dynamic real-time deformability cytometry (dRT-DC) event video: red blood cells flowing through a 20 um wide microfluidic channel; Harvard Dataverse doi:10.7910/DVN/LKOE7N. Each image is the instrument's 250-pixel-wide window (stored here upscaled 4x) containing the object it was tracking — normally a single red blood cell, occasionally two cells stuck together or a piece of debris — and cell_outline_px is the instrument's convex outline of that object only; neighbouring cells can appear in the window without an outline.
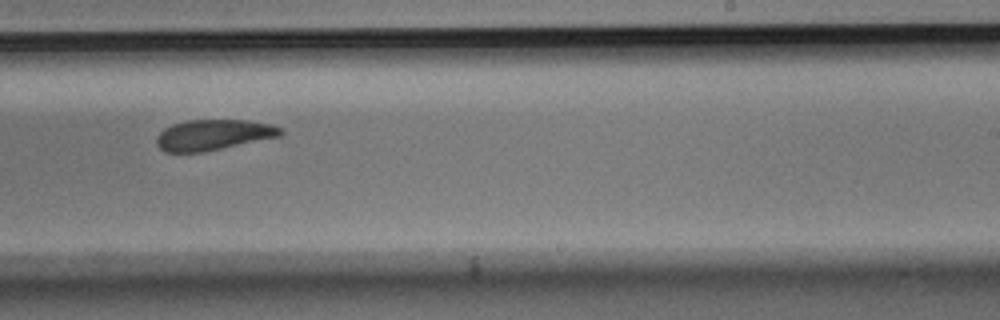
{"species": "Egyptian fruit bat (a non-hibernating species)", "species_latin": "Rousettus aegyptiacus", "temperature_condition": "room temperature", "stored_images_in_passage": 8, "camera_frame_rate_fps": 3000, "um_per_image_px": 0.085, "animal": {"sex": "male"}, "frame": {"image": 1, "passage_image": 8, "time_ms": 2.333, "image_size_px": [1000, 320], "cell_outline_px": [[284, 132], [280, 136], [204, 152], [164, 152], [156, 144], [156, 136], [164, 128], [172, 124], [188, 120], [248, 120], [272, 124], [280, 128]], "centroid_in_image_um": [18.11, 11.46], "position_along_channel_um": 270.9, "area_um2": 22.2}}